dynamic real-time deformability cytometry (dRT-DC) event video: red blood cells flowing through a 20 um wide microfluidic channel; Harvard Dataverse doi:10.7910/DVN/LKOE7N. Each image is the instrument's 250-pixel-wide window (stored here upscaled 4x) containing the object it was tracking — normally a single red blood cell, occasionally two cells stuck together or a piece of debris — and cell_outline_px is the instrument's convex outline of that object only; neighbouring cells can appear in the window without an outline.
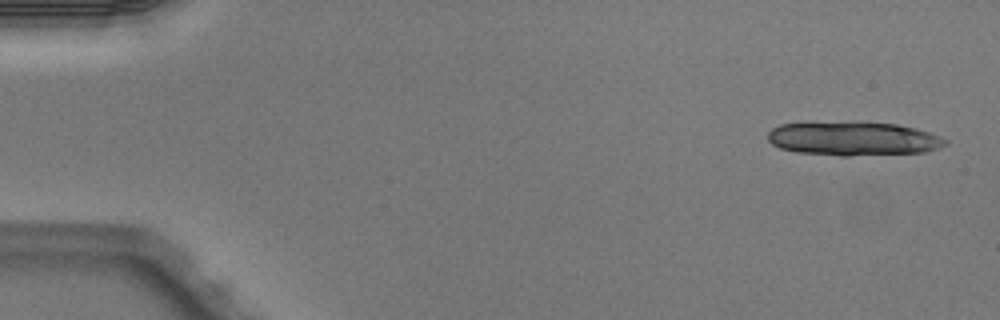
{"species": "Egyptian fruit bat (a non-hibernating species)", "species_latin": "Rousettus aegyptiacus", "temperature_condition": "warm", "stored_images_in_passage": 4, "camera_frame_rate_fps": 3000, "um_per_image_px": 0.085, "animal": {"sex": "male"}, "frame": {"image": 1, "passage_image": 1, "time_ms": 0.0, "image_size_px": [1000, 320], "cell_outline_px": [[948, 144], [940, 148], [924, 152], [848, 156], [840, 156], [796, 152], [780, 148], [772, 144], [768, 140], [768, 132], [772, 128], [780, 124], [808, 120], [896, 124], [916, 128], [928, 132], [948, 140]], "centroid_in_image_um": [72.46, 11.77], "position_along_channel_um": 12.5, "area_um2": 35.78}}